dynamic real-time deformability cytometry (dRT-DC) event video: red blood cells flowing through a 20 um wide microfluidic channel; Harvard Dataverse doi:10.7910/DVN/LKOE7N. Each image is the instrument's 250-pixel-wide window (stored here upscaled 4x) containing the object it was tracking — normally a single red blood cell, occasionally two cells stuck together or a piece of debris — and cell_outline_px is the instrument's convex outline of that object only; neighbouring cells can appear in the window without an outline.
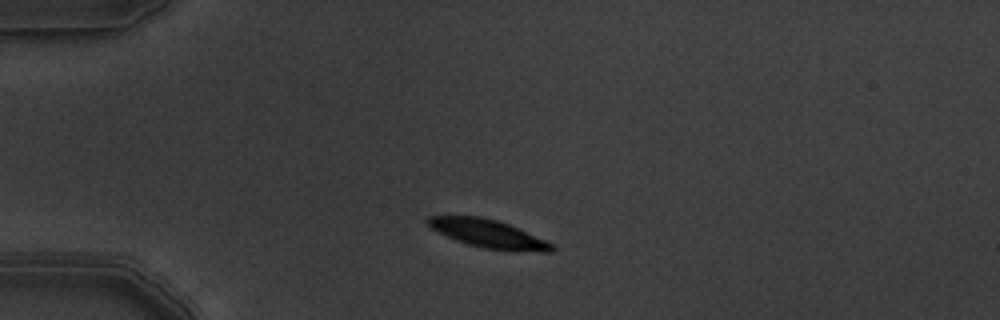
{"species": "common noctule bat (a hibernating species)", "species_latin": "Nyctalus noctula", "temperature_condition": "warm", "stored_images_in_passage": 4, "camera_frame_rate_fps": 3000, "um_per_image_px": 0.085, "animal": {"sex": "male", "body_mass_g": 19.5, "forearm_length_mm": 54.6}, "frame": {"image": 1, "passage_image": 2, "time_ms": 0.333, "image_size_px": [1000, 320], "cell_outline_px": [[556, 248], [552, 252], [540, 252], [484, 248], [468, 244], [456, 240], [432, 228], [424, 220], [428, 216], [480, 216], [496, 220], [508, 224], [544, 240], [552, 244]], "centroid_in_image_um": [41.48, 19.86], "position_along_channel_um": 43.5, "area_um2": 19.83}}